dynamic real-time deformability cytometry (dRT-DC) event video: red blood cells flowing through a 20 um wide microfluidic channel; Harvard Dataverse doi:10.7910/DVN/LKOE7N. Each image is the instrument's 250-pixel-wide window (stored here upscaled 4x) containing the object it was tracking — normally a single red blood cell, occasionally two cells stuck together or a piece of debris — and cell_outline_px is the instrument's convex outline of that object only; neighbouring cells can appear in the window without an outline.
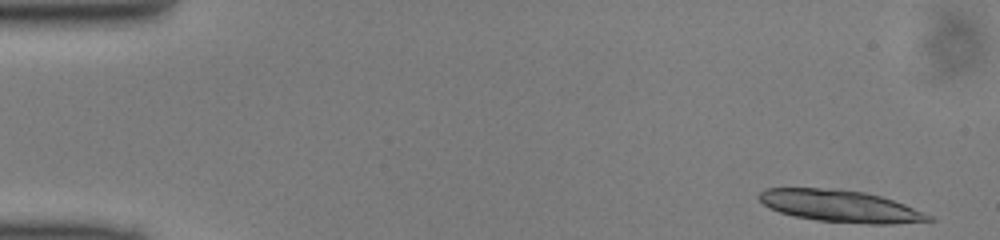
{"species": "common noctule bat (a hibernating species)", "species_latin": "Nyctalus noctula", "temperature_condition": "cold", "stored_images_in_passage": 47, "camera_frame_rate_fps": 3000, "um_per_image_px": 0.085, "animal": {"sex": "male", "body_mass_g": 13.0, "forearm_length_mm": 53.1}, "frame": {"image": 1, "passage_image": 1, "time_ms": 0.0, "image_size_px": [1000, 240], "cell_outline_px": [[936, 220], [892, 224], [868, 224], [816, 220], [796, 216], [780, 212], [768, 208], [756, 196], [760, 192], [768, 188], [820, 188], [864, 192], [880, 196], [904, 204], [924, 212], [932, 216]], "centroid_in_image_um": [71.43, 17.53], "position_along_channel_um": 13.6, "area_um2": 31.33}}
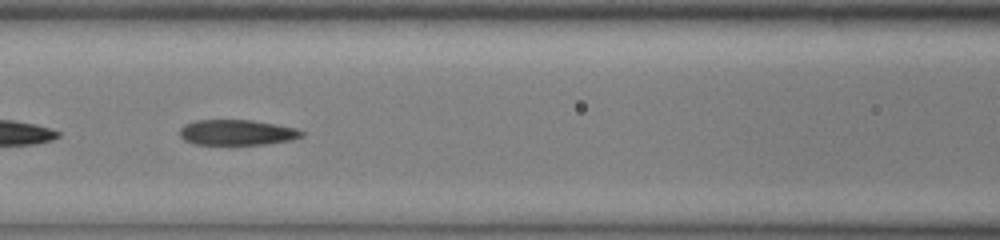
{"frame": {"image": 2, "passage_image": 20, "time_ms": 6.333, "image_size_px": [1000, 240], "cell_outline_px": [[304, 136], [292, 140], [268, 144], [196, 144], [184, 140], [180, 136], [180, 128], [184, 124], [196, 120], [252, 120], [276, 124], [296, 128], [304, 132]], "centroid_in_image_um": [20.17, 11.25], "position_along_channel_um": 146.4, "area_um2": 18.15}}
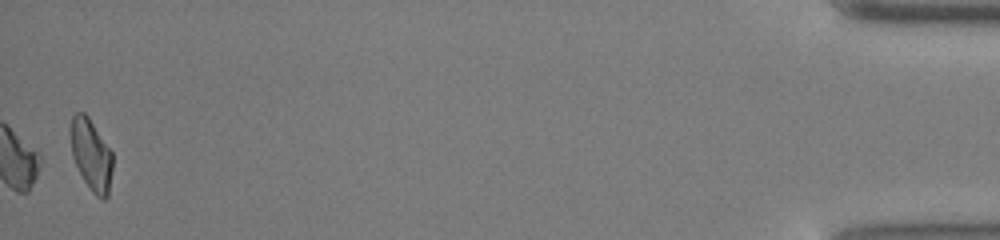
{"frame": {"image": 3, "passage_image": 47, "time_ms": 15.333, "image_size_px": [1000, 240], "cell_outline_px": [[112, 168], [108, 196], [104, 200], [100, 200], [92, 192], [84, 180], [72, 156], [72, 116], [76, 112], [84, 112], [88, 116], [112, 152]], "centroid_in_image_um": [7.78, 13.2], "position_along_channel_um": 427.4, "area_um2": 17.11}}